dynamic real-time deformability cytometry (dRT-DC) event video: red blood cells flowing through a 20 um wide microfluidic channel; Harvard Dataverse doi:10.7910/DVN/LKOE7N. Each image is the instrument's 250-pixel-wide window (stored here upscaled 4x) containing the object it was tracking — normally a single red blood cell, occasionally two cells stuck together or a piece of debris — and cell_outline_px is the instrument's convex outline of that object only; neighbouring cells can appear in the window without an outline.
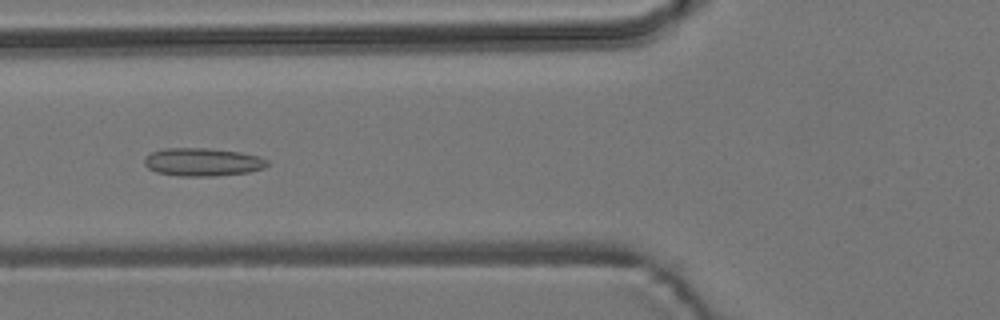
{"species": "common noctule bat (a hibernating species)", "species_latin": "Nyctalus noctula", "temperature_condition": "room temperature", "stored_images_in_passage": 8, "camera_frame_rate_fps": 3000, "um_per_image_px": 0.085, "animal": {"sex": "male", "body_mass_g": 19.2, "forearm_length_mm": 51.8}, "frame": {"image": 1, "passage_image": 5, "time_ms": 4.667, "image_size_px": [1000, 320], "cell_outline_px": [[268, 164], [264, 168], [248, 172], [216, 176], [176, 176], [156, 172], [148, 168], [144, 164], [144, 160], [152, 152], [164, 148], [208, 148], [240, 152], [260, 156], [268, 160]], "centroid_in_image_um": [17.23, 13.77], "position_along_channel_um": 108.6, "area_um2": 20.17}}
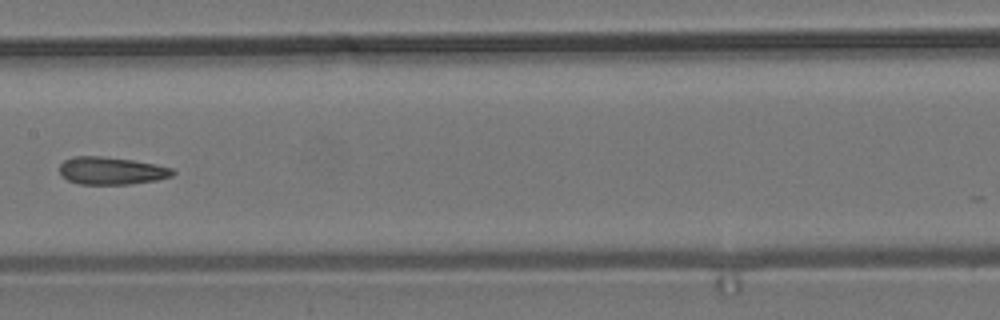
{"frame": {"image": 2, "passage_image": 7, "time_ms": 7.0, "image_size_px": [1000, 320], "cell_outline_px": [[176, 172], [172, 176], [156, 180], [128, 184], [80, 184], [68, 180], [60, 172], [60, 164], [64, 160], [72, 156], [100, 156], [132, 160], [156, 164], [172, 168]], "centroid_in_image_um": [9.48, 14.51], "position_along_channel_um": 197.9, "area_um2": 18.09}}
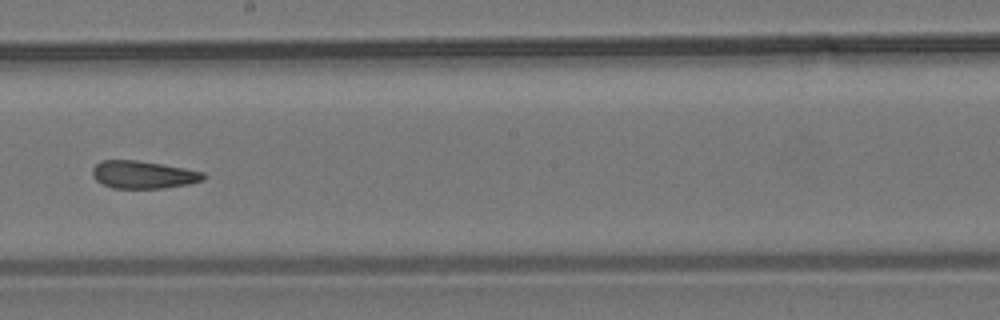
{"frame": {"image": 3, "passage_image": 8, "time_ms": 8.0, "image_size_px": [1000, 320], "cell_outline_px": [[208, 176], [204, 180], [188, 184], [164, 188], [112, 188], [96, 180], [92, 176], [92, 168], [100, 160], [136, 160], [184, 168], [204, 172]], "centroid_in_image_um": [12.18, 14.85], "position_along_channel_um": 236.0, "area_um2": 17.92}}